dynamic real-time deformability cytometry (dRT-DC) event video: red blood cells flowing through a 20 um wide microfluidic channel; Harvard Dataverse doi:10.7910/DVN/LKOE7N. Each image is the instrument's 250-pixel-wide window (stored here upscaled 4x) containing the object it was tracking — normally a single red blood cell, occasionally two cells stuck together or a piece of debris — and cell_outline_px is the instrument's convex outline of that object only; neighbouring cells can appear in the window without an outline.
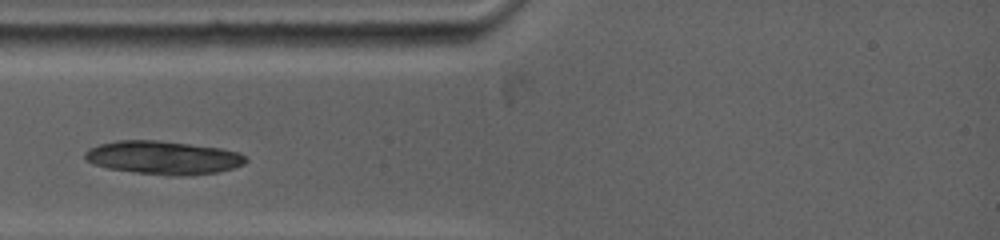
{"species": "common noctule bat (a hibernating species)", "species_latin": "Nyctalus noctula", "temperature_condition": "warm", "stored_images_in_passage": 18, "camera_frame_rate_fps": 5000, "um_per_image_px": 0.085, "animal": {"sex": "female", "body_mass_g": 19.0, "forearm_length_mm": 53.3}, "frame": {"image": 1, "passage_image": 5, "time_ms": 2.2, "image_size_px": [1000, 240], "cell_outline_px": [[248, 160], [244, 164], [232, 168], [216, 172], [180, 176], [176, 176], [136, 172], [108, 168], [92, 164], [84, 160], [84, 152], [88, 148], [100, 144], [116, 140], [160, 140], [220, 148], [240, 152]], "centroid_in_image_um": [13.84, 13.39], "position_along_channel_um": 71.2, "area_um2": 31.27}}
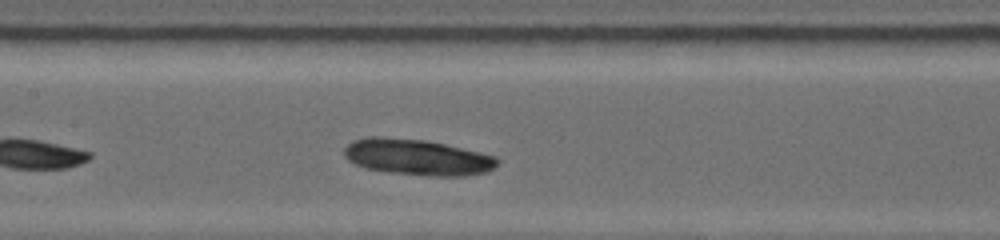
{"frame": {"image": 2, "passage_image": 11, "time_ms": 4.8, "image_size_px": [1000, 240], "cell_outline_px": [[500, 164], [496, 168], [488, 172], [464, 176], [432, 176], [388, 172], [364, 168], [348, 160], [344, 156], [344, 148], [352, 140], [368, 136], [380, 136], [424, 140], [444, 144], [480, 152], [496, 156], [500, 160]], "centroid_in_image_um": [35.49, 13.36], "position_along_channel_um": 171.9, "area_um2": 32.48}}
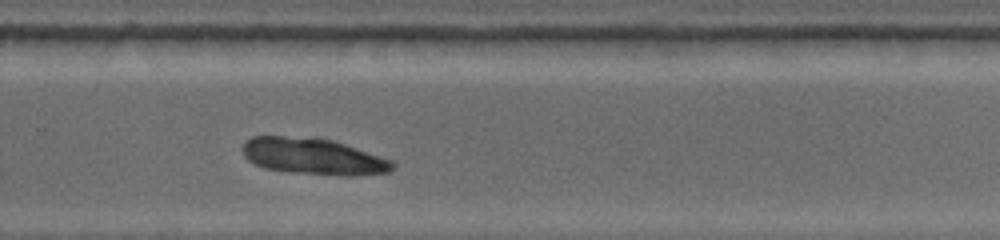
{"frame": {"image": 3, "passage_image": 18, "time_ms": 8.2, "image_size_px": [1000, 240], "cell_outline_px": [[396, 168], [392, 172], [352, 176], [344, 176], [292, 172], [264, 168], [248, 160], [244, 156], [244, 144], [252, 136], [284, 136], [332, 140], [392, 160], [396, 164]], "centroid_in_image_um": [26.68, 13.32], "position_along_channel_um": 303.1, "area_um2": 31.56}}